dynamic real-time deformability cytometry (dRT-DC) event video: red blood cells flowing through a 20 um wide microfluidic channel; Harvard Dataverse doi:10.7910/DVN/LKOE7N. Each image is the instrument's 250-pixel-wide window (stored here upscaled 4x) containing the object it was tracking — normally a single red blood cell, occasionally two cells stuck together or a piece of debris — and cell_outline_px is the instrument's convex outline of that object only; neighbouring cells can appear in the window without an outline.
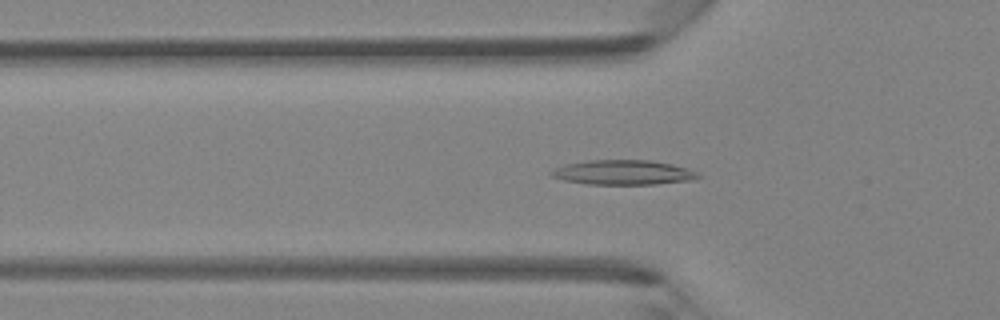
{"species": "Egyptian fruit bat (a non-hibernating species)", "species_latin": "Rousettus aegyptiacus", "temperature_condition": "room temperature", "stored_images_in_passage": 38, "camera_frame_rate_fps": 3000, "um_per_image_px": 0.085, "animal": {"sex": "female"}, "frame": {"image": 1, "passage_image": 8, "time_ms": 2.333, "image_size_px": [1000, 320], "cell_outline_px": [[704, 176], [692, 180], [656, 184], [588, 184], [564, 180], [552, 176], [548, 172], [564, 164], [588, 160], [652, 160], [672, 164], [688, 168]], "centroid_in_image_um": [53.0, 14.65], "position_along_channel_um": 72.8, "area_um2": 21.21}}
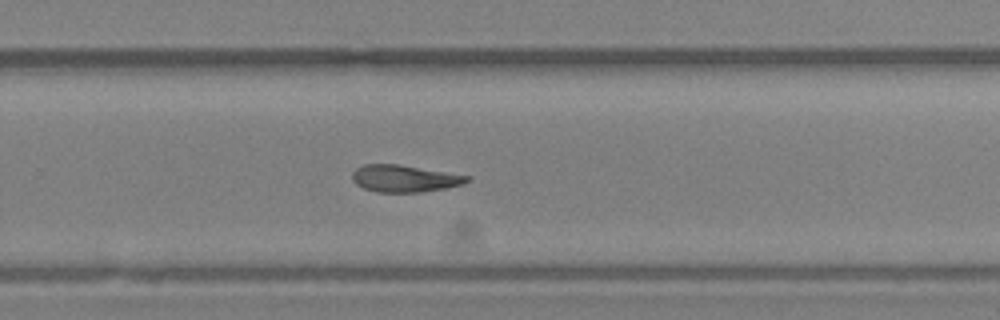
{"frame": {"image": 2, "passage_image": 23, "time_ms": 7.333, "image_size_px": [1000, 320], "cell_outline_px": [[472, 180], [464, 184], [444, 188], [420, 192], [376, 192], [364, 188], [356, 184], [352, 180], [352, 172], [356, 168], [364, 164], [400, 164], [472, 176]], "centroid_in_image_um": [34.41, 15.16], "position_along_channel_um": 295.4, "area_um2": 18.26}}
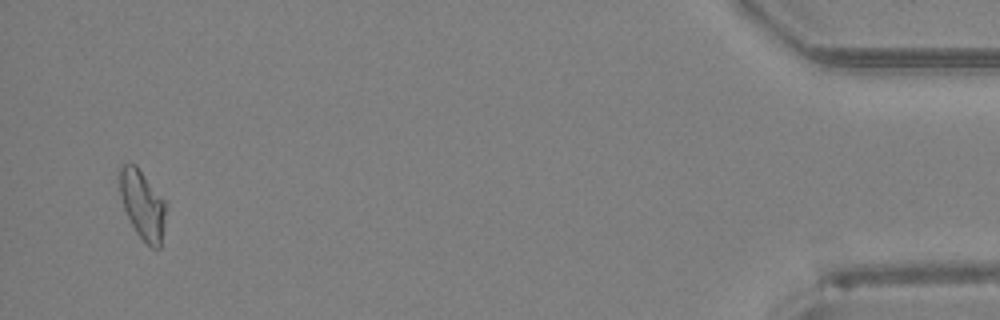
{"frame": {"image": 3, "passage_image": 37, "time_ms": 12.0, "image_size_px": [1000, 320], "cell_outline_px": [[164, 224], [160, 248], [152, 248], [136, 232], [124, 208], [120, 196], [120, 164], [136, 164], [164, 200]], "centroid_in_image_um": [12.09, 17.38], "position_along_channel_um": 423.1, "area_um2": 18.03}}